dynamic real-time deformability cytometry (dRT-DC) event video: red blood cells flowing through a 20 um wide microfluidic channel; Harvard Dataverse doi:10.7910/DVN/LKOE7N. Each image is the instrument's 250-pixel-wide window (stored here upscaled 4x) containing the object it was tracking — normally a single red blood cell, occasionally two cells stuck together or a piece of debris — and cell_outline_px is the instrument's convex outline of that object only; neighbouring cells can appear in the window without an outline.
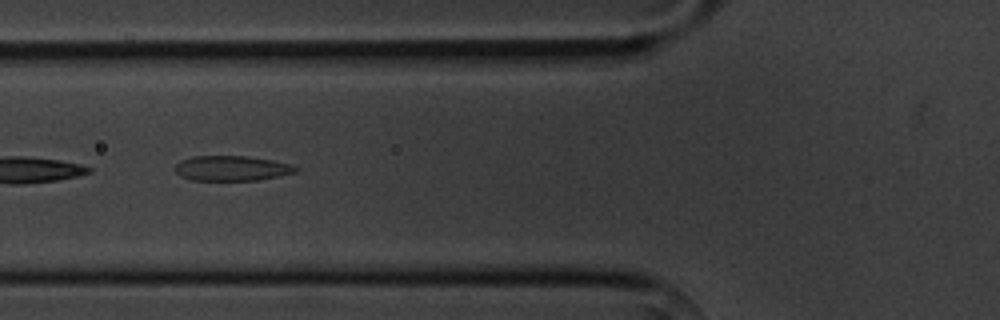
{"species": "common noctule bat (a hibernating species)", "species_latin": "Nyctalus noctula", "temperature_condition": "cold", "stored_images_in_passage": 7, "camera_frame_rate_fps": 3000, "um_per_image_px": 0.085, "animal": {"sex": "male", "body_mass_g": 20.1, "forearm_length_mm": 53.5}, "frame": {"image": 1, "passage_image": 6, "time_ms": 6.0, "image_size_px": [1000, 320], "cell_outline_px": [[300, 168], [296, 172], [280, 176], [256, 180], [192, 180], [180, 176], [176, 172], [176, 164], [180, 160], [192, 156], [248, 156], [272, 160], [288, 164]], "centroid_in_image_um": [19.69, 14.3], "position_along_channel_um": 106.1, "area_um2": 17.57}}
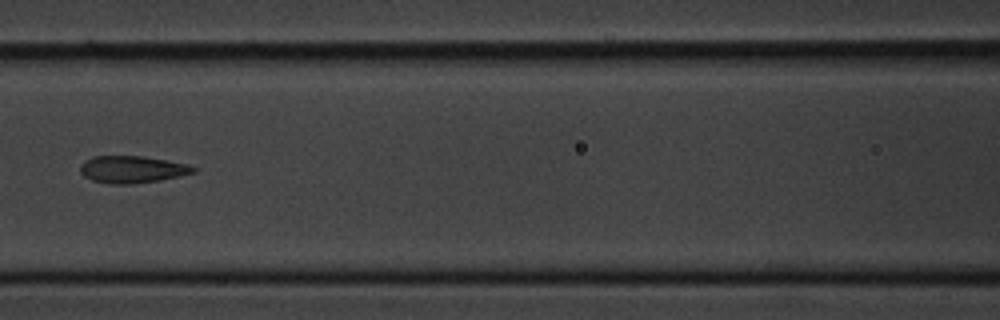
{"frame": {"image": 2, "passage_image": 7, "time_ms": 7.333, "image_size_px": [1000, 320], "cell_outline_px": [[196, 172], [160, 180], [132, 184], [112, 184], [92, 180], [84, 176], [80, 172], [80, 164], [84, 160], [92, 156], [144, 156], [188, 164], [196, 168]], "centroid_in_image_um": [11.21, 14.39], "position_along_channel_um": 155.4, "area_um2": 17.92}}